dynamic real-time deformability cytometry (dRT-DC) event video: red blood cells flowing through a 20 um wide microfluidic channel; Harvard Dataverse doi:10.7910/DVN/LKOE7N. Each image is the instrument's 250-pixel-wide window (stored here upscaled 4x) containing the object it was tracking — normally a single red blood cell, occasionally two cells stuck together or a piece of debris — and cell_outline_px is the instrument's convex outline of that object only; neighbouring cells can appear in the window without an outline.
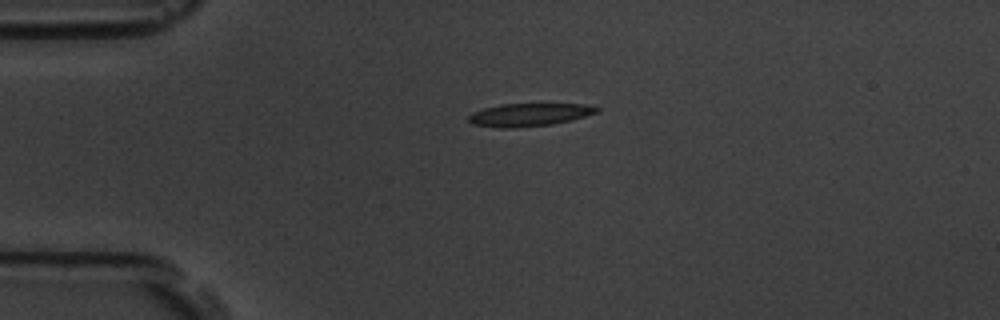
{"species": "common noctule bat (a hibernating species)", "species_latin": "Nyctalus noctula", "temperature_condition": "room temperature", "stored_images_in_passage": 3, "camera_frame_rate_fps": 3000, "um_per_image_px": 0.085, "animal": {"sex": "male", "body_mass_g": 19.5, "forearm_length_mm": 54.6}, "frame": {"image": 1, "passage_image": 1, "time_ms": 0.0, "image_size_px": [1000, 320], "cell_outline_px": [[600, 112], [572, 120], [552, 124], [512, 128], [500, 128], [472, 124], [468, 120], [468, 116], [472, 112], [484, 108], [500, 104], [584, 104], [600, 108]], "centroid_in_image_um": [44.99, 9.75], "position_along_channel_um": 40.0, "area_um2": 17.17}}
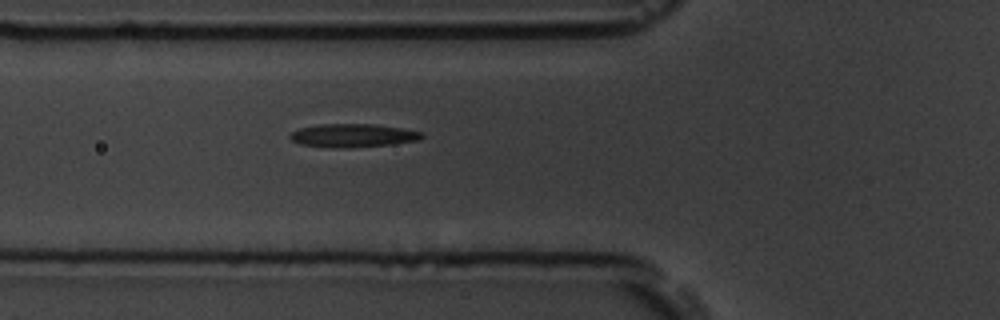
{"frame": {"image": 2, "passage_image": 3, "time_ms": 2.333, "image_size_px": [1000, 320], "cell_outline_px": [[424, 136], [420, 140], [392, 144], [348, 148], [300, 144], [292, 140], [288, 136], [292, 132], [300, 128], [324, 124], [372, 124], [404, 128], [424, 132]], "centroid_in_image_um": [30.07, 11.51], "position_along_channel_um": 95.7, "area_um2": 17.8}}